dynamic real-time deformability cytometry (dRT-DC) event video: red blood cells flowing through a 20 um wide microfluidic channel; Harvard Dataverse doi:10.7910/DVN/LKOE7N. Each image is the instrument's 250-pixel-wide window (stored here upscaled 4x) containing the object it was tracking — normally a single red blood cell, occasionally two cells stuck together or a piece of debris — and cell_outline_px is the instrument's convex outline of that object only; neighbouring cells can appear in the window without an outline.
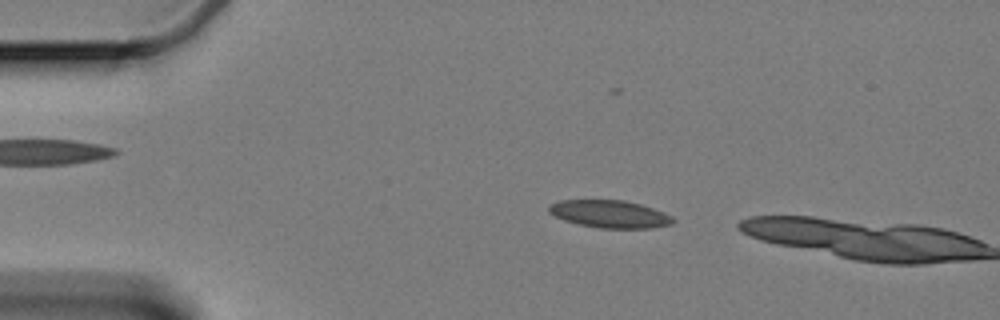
{"species": "Egyptian fruit bat (a non-hibernating species)", "species_latin": "Rousettus aegyptiacus", "temperature_condition": "cold", "stored_images_in_passage": 7, "camera_frame_rate_fps": 3000, "um_per_image_px": 0.085, "animal": {"sex": "female"}, "frame": {"image": 1, "passage_image": 6, "time_ms": 1.667, "image_size_px": [1000, 320], "cell_outline_px": [[676, 220], [672, 224], [648, 228], [600, 228], [580, 224], [564, 220], [548, 212], [548, 204], [560, 200], [624, 200], [640, 204], [664, 212], [672, 216]], "centroid_in_image_um": [51.83, 18.18], "position_along_channel_um": 33.2, "area_um2": 19.88}}